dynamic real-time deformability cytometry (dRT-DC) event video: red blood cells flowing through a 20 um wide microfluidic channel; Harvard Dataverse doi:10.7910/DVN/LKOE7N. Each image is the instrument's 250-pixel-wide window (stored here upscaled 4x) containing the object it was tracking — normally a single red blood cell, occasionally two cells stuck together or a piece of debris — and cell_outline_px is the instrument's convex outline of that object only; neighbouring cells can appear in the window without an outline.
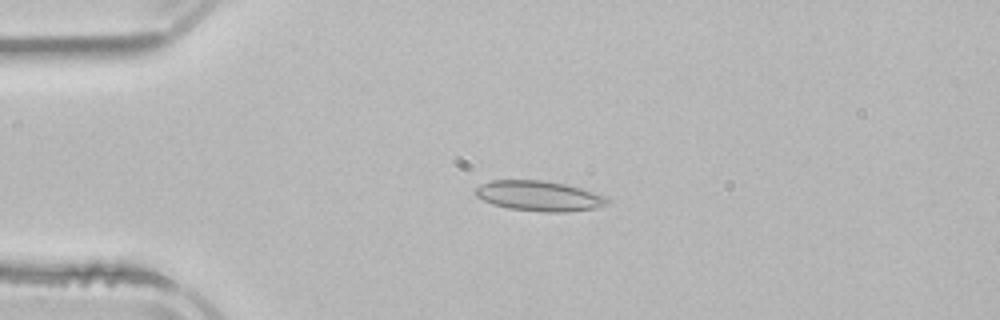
{"species": "common noctule bat (a hibernating species)", "species_latin": "Nyctalus noctula", "temperature_condition": "room temperature", "stored_images_in_passage": 3, "camera_frame_rate_fps": 3000, "um_per_image_px": 0.085, "animal": {"sex": "male", "body_mass_g": 21.5, "forearm_length_mm": 52.0}, "frame": {"image": 1, "passage_image": 1, "time_ms": 0.0, "image_size_px": [1000, 320], "cell_outline_px": [[612, 200], [608, 204], [596, 208], [568, 212], [544, 212], [508, 208], [492, 204], [476, 196], [472, 192], [480, 184], [492, 180], [544, 180], [564, 184], [580, 188], [608, 196]], "centroid_in_image_um": [45.85, 16.66], "position_along_channel_um": 39.2, "area_um2": 23.47}}
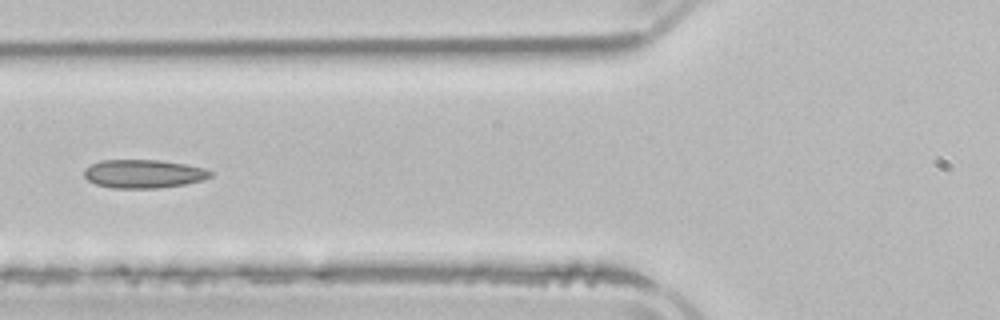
{"frame": {"image": 2, "passage_image": 3, "time_ms": 2.667, "image_size_px": [1000, 320], "cell_outline_px": [[212, 176], [204, 180], [184, 184], [156, 188], [112, 188], [96, 184], [88, 180], [84, 176], [84, 168], [100, 160], [156, 160], [184, 164], [204, 168], [212, 172]], "centroid_in_image_um": [12.18, 14.77], "position_along_channel_um": 113.6, "area_um2": 20.87}}